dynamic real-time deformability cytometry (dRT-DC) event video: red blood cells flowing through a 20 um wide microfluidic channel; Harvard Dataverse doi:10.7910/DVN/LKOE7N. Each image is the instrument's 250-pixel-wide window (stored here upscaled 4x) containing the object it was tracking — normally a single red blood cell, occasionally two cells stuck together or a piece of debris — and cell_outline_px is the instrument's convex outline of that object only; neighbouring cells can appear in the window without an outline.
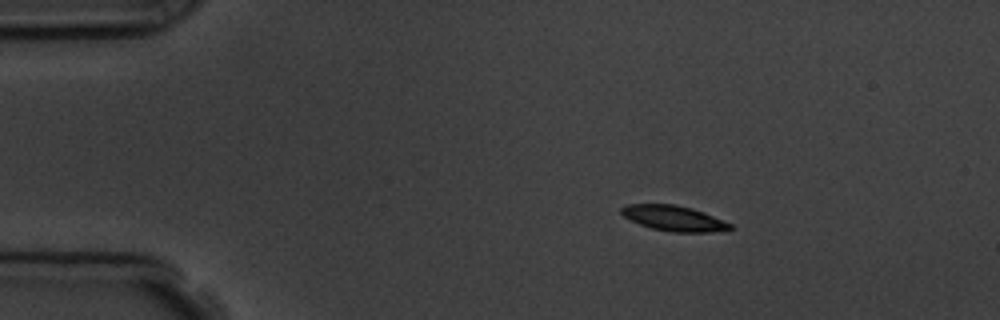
{"species": "common noctule bat (a hibernating species)", "species_latin": "Nyctalus noctula", "temperature_condition": "room temperature", "stored_images_in_passage": 4, "segment_of_instrument_passage": [1, 2], "camera_frame_rate_fps": 3000, "um_per_image_px": 0.085, "animal": {"sex": "male", "body_mass_g": 19.5, "forearm_length_mm": 54.6}, "frame": {"image": 1, "passage_image": 1, "time_ms": 0.0, "image_size_px": [1000, 320], "cell_outline_px": [[736, 228], [712, 232], [672, 232], [652, 228], [640, 224], [624, 216], [620, 212], [620, 208], [628, 204], [676, 204], [692, 208], [704, 212], [732, 224]], "centroid_in_image_um": [57.3, 18.55], "position_along_channel_um": 27.7, "area_um2": 16.07}}